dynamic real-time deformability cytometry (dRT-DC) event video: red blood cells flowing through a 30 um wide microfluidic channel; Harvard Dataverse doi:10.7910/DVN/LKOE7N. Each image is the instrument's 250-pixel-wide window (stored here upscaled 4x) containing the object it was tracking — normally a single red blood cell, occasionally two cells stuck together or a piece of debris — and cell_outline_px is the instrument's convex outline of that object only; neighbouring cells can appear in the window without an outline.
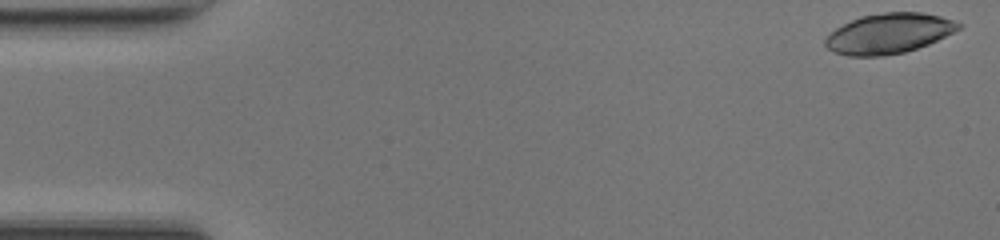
{"species": "common noctule bat (a hibernating species)", "species_latin": "Nyctalus noctula", "temperature_condition": "room temperature", "stored_images_in_passage": 48, "camera_frame_rate_fps": 3000, "um_per_image_px": 0.085, "animal": {"sex": "female", "body_mass_g": 17.0, "forearm_length_mm": 48.0}, "frame": {"image": 1, "passage_image": 1, "time_ms": 0.0, "image_size_px": [1000, 240], "cell_outline_px": [[964, 24], [960, 28], [928, 44], [904, 52], [884, 56], [848, 56], [836, 52], [828, 48], [824, 44], [824, 40], [836, 28], [860, 16], [884, 12], [920, 12], [940, 16]], "centroid_in_image_um": [75.54, 2.84], "position_along_channel_um": 9.5, "area_um2": 30.87}}